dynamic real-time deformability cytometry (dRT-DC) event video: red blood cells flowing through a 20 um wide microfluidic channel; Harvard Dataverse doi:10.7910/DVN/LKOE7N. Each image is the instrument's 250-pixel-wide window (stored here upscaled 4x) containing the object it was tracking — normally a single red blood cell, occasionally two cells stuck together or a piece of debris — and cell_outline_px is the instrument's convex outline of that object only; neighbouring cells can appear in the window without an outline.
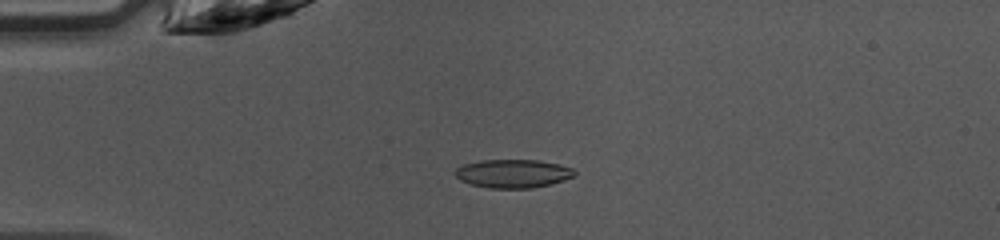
{"species": "common noctule bat (a hibernating species)", "species_latin": "Nyctalus noctula", "temperature_condition": "warm", "stored_images_in_passage": 42, "camera_frame_rate_fps": 3000, "um_per_image_px": 0.085, "animal": {"sex": "female", "body_mass_g": 10.0, "forearm_length_mm": 53.1}, "frame": {"image": 1, "passage_image": 7, "time_ms": 2.0, "image_size_px": [1000, 240], "cell_outline_px": [[576, 176], [552, 184], [532, 188], [488, 188], [472, 184], [460, 180], [456, 176], [456, 168], [464, 164], [480, 160], [536, 160], [560, 164], [572, 168], [576, 172]], "centroid_in_image_um": [43.64, 14.75], "position_along_channel_um": 41.4, "area_um2": 19.83}}
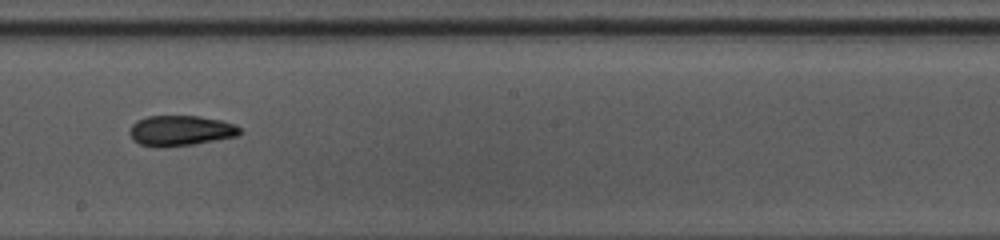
{"frame": {"image": 2, "passage_image": 22, "time_ms": 7.0, "image_size_px": [1000, 240], "cell_outline_px": [[244, 132], [240, 136], [192, 144], [140, 144], [132, 140], [128, 132], [132, 124], [136, 120], [148, 116], [200, 116], [220, 120], [236, 124]], "centroid_in_image_um": [15.41, 11.06], "position_along_channel_um": 232.8, "area_um2": 19.07}}
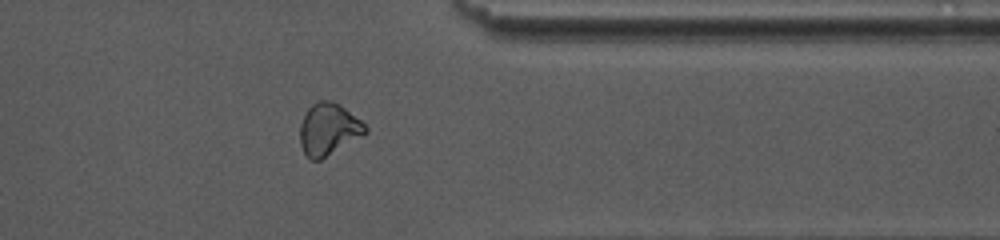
{"frame": {"image": 3, "passage_image": 33, "time_ms": 10.667, "image_size_px": [1000, 240], "cell_outline_px": [[368, 132], [320, 160], [312, 160], [304, 152], [300, 144], [300, 124], [308, 108], [316, 100], [332, 100], [340, 104], [360, 120], [368, 128]], "centroid_in_image_um": [27.91, 10.96], "position_along_channel_um": 383.5, "area_um2": 19.65}, "authors_computed_cell_mechanics": {"area_um2": 19.4497, "velocity_mm_per_s": 4.2782, "shape_relaxation_time_tau1_ms": 6.7739, "shape_relaxation_time_tau2_ms": 2.7846, "deformation_change_tau1": 0.1821, "deformation_change_tau2": 0.0953}}